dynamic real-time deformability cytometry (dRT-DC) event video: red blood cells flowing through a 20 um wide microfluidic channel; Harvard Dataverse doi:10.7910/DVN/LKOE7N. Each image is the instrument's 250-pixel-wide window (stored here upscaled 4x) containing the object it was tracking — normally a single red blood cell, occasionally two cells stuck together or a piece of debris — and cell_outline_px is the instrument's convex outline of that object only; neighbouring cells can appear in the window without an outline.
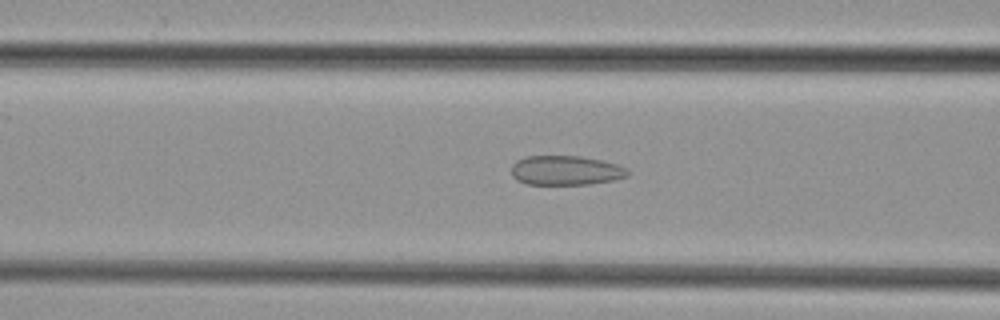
{"species": "common noctule bat (a hibernating species)", "species_latin": "Nyctalus noctula", "temperature_condition": "cold", "stored_images_in_passage": 38, "segment_of_instrument_passage": [1, 2], "camera_frame_rate_fps": 3000, "um_per_image_px": 0.085, "animal": {"sex": "female", "body_mass_g": 29.2, "forearm_length_mm": 56.3}, "frame": {"image": 1, "passage_image": 18, "time_ms": 5.667, "image_size_px": [1000, 320], "cell_outline_px": [[628, 176], [612, 180], [588, 184], [528, 184], [516, 180], [512, 176], [512, 164], [516, 160], [524, 156], [580, 156], [600, 160], [616, 164], [628, 168]], "centroid_in_image_um": [48.06, 14.48], "position_along_channel_um": 118.5, "area_um2": 19.94}}
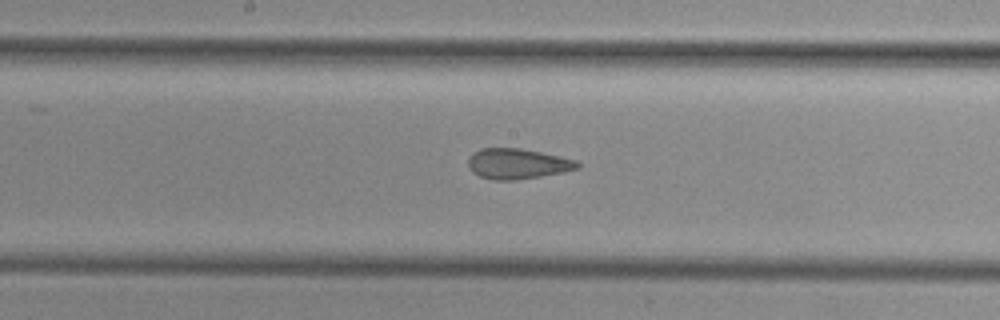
{"frame": {"image": 2, "passage_image": 24, "time_ms": 7.667, "image_size_px": [1000, 320], "cell_outline_px": [[580, 168], [564, 172], [516, 180], [492, 180], [480, 176], [472, 172], [468, 168], [468, 160], [480, 148], [520, 148], [560, 156], [576, 160], [580, 164]], "centroid_in_image_um": [44.0, 13.93], "position_along_channel_um": 204.2, "area_um2": 19.31}}
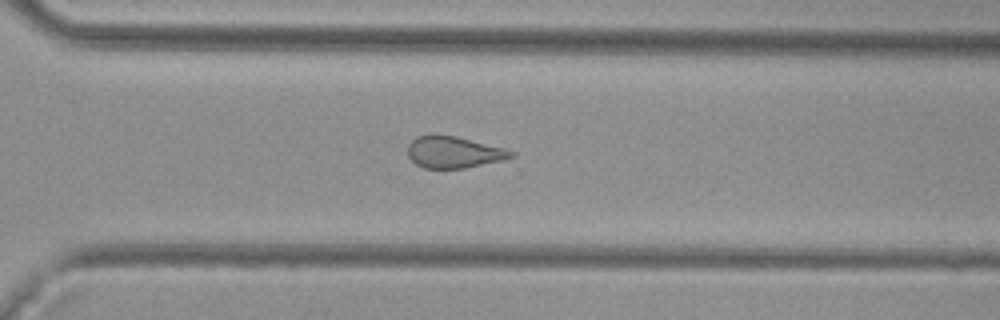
{"frame": {"image": 3, "passage_image": 33, "time_ms": 10.667, "image_size_px": [1000, 320], "cell_outline_px": [[516, 156], [504, 160], [464, 168], [424, 168], [416, 164], [408, 156], [408, 144], [416, 136], [432, 132], [436, 132], [456, 136], [504, 148], [516, 152]], "centroid_in_image_um": [38.55, 12.9], "position_along_channel_um": 332.0, "area_um2": 19.48}}